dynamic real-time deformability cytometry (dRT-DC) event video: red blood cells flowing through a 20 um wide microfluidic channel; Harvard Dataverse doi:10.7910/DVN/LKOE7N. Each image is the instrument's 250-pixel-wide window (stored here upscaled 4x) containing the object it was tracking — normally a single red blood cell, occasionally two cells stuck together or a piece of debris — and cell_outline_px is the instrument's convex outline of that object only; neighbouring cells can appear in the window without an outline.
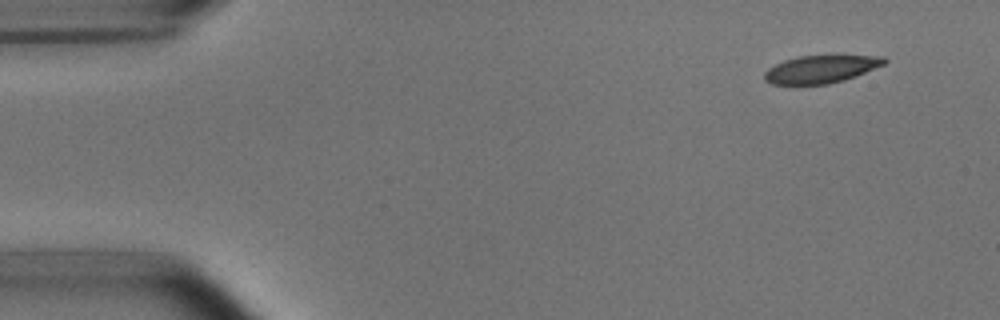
{"species": "common noctule bat (a hibernating species)", "species_latin": "Nyctalus noctula", "temperature_condition": "room temperature", "stored_images_in_passage": 5, "camera_frame_rate_fps": 3000, "um_per_image_px": 0.085, "animal": {"sex": "male", "body_mass_g": 15.6}, "frame": {"image": 1, "passage_image": 1, "time_ms": 0.0, "image_size_px": [1000, 320], "cell_outline_px": [[888, 60], [884, 64], [856, 76], [844, 80], [828, 84], [772, 84], [764, 80], [764, 72], [768, 68], [784, 60], [796, 56], [884, 56]], "centroid_in_image_um": [69.76, 5.88], "position_along_channel_um": 15.2, "area_um2": 19.19}}
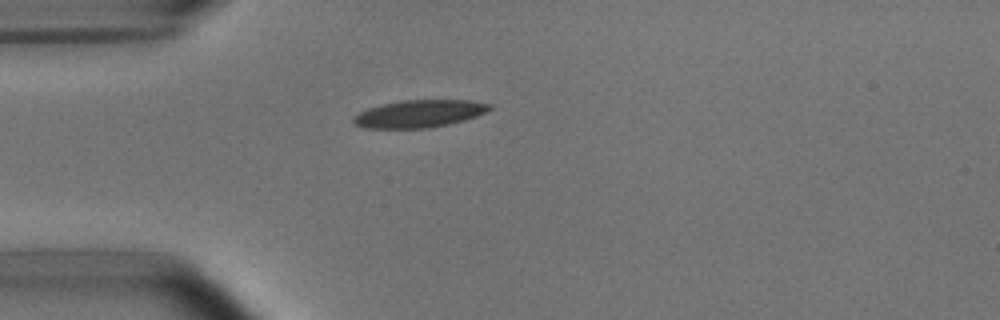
{"frame": {"image": 2, "passage_image": 4, "time_ms": 3.333, "image_size_px": [1000, 320], "cell_outline_px": [[492, 108], [476, 116], [464, 120], [448, 124], [428, 128], [364, 128], [352, 124], [352, 116], [368, 108], [400, 100], [468, 100], [492, 104]], "centroid_in_image_um": [35.6, 9.67], "position_along_channel_um": 49.4, "area_um2": 21.79}}